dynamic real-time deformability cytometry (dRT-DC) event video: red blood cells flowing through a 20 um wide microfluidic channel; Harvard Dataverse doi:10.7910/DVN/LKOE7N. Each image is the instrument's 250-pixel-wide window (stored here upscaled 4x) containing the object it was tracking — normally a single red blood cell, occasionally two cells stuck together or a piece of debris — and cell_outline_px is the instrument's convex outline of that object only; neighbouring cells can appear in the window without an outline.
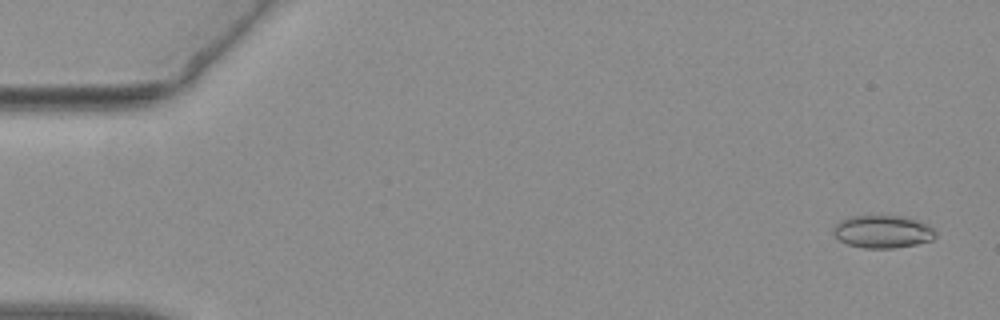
{"species": "common noctule bat (a hibernating species)", "species_latin": "Nyctalus noctula", "temperature_condition": "warm", "stored_images_in_passage": 55, "camera_frame_rate_fps": 3000, "um_per_image_px": 0.085, "animal": {"sex": "female", "body_mass_g": 19.3, "forearm_length_mm": 54.1}, "frame": {"image": 1, "passage_image": 3, "time_ms": 0.667, "image_size_px": [1000, 320], "cell_outline_px": [[936, 236], [932, 240], [916, 244], [896, 248], [864, 248], [848, 244], [840, 240], [832, 232], [832, 228], [840, 220], [852, 216], [900, 216], [916, 220], [928, 224], [936, 232]], "centroid_in_image_um": [75.03, 19.69], "position_along_channel_um": 10.0, "area_um2": 19.42}}
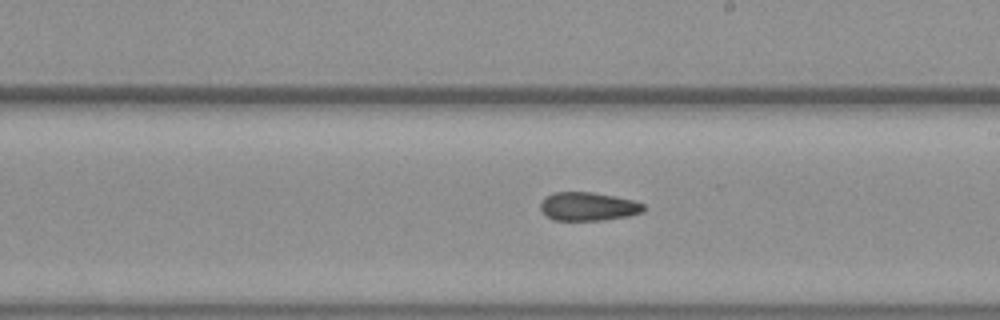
{"frame": {"image": 2, "passage_image": 32, "time_ms": 10.333, "image_size_px": [1000, 320], "cell_outline_px": [[644, 212], [628, 216], [604, 220], [552, 220], [540, 208], [540, 204], [544, 196], [552, 192], [592, 192], [616, 196], [636, 200], [644, 204]], "centroid_in_image_um": [50.01, 17.54], "position_along_channel_um": 239.0, "area_um2": 17.34}}
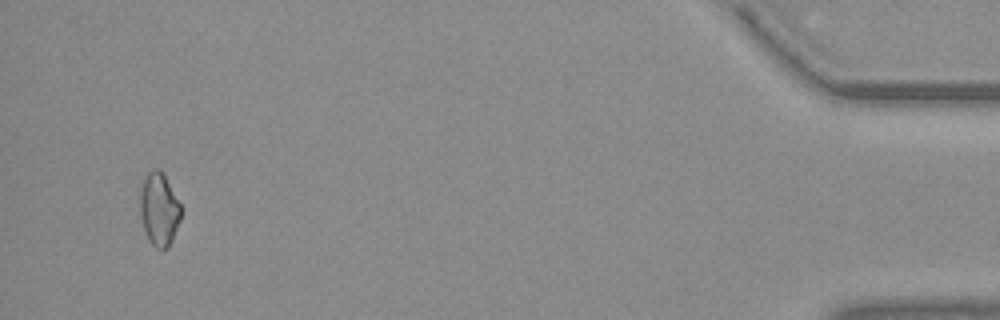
{"frame": {"image": 3, "passage_image": 53, "time_ms": 17.333, "image_size_px": [1000, 320], "cell_outline_px": [[180, 220], [172, 240], [168, 248], [160, 252], [148, 240], [140, 216], [140, 188], [148, 172], [156, 168], [160, 168], [180, 204]], "centroid_in_image_um": [13.51, 17.83], "position_along_channel_um": 421.7, "area_um2": 17.34}, "authors_computed_cell_mechanics": {"area_um2": 17.8024, "velocity_mm_per_s": 3.7989, "shape_relaxation_time_tau1_ms": null, "shape_relaxation_time_tau2_ms": 7.6171, "deformation_change_tau1": null, "deformation_change_tau2": 0.1622}}